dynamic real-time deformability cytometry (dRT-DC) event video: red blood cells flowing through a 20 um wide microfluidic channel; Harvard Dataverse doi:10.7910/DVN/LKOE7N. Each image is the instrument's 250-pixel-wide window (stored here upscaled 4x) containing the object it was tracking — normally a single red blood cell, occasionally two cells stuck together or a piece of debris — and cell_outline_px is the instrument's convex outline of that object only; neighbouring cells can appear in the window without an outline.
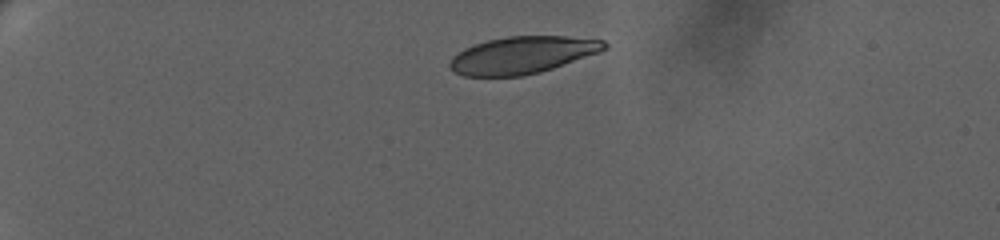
{"species": "human", "species_latin": "Homo sapiens", "temperature_condition": "warm", "stored_images_in_passage": 51, "camera_frame_rate_fps": 3000, "um_per_image_px": 0.085, "donor": {"sex": "female"}, "frame": {"image": 1, "passage_image": 1, "time_ms": 0.0, "image_size_px": [1000, 240], "cell_outline_px": [[608, 44], [600, 52], [540, 72], [520, 76], [464, 76], [456, 72], [448, 64], [452, 56], [464, 48], [472, 44], [488, 40], [508, 36], [564, 36], [604, 40]], "centroid_in_image_um": [44.37, 4.67], "position_along_channel_um": 40.6, "area_um2": 33.29}}
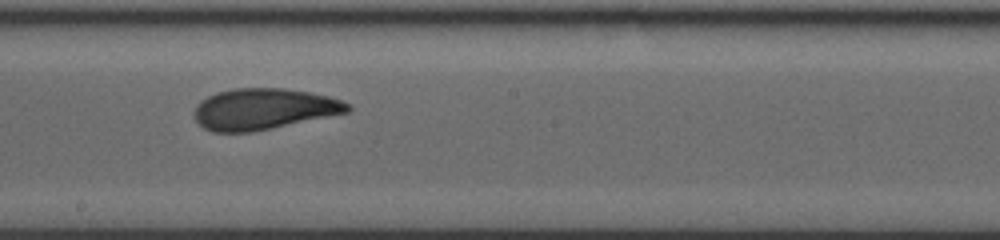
{"frame": {"image": 2, "passage_image": 26, "time_ms": 8.333, "image_size_px": [1000, 240], "cell_outline_px": [[352, 108], [348, 112], [272, 128], [252, 132], [212, 132], [204, 128], [196, 120], [196, 108], [200, 100], [216, 92], [236, 88], [284, 88], [308, 92], [328, 96], [340, 100], [348, 104]], "centroid_in_image_um": [22.4, 9.26], "position_along_channel_um": 225.8, "area_um2": 36.41}}
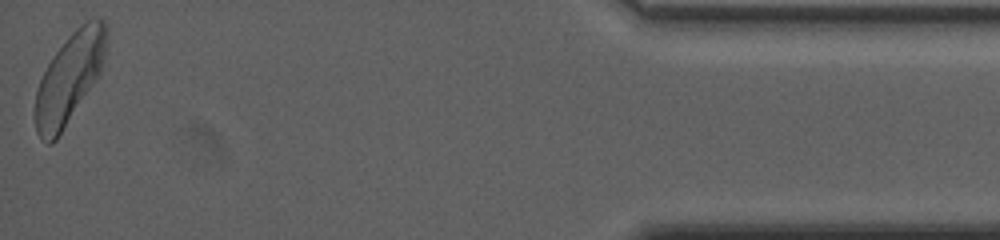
{"frame": {"image": 3, "passage_image": 51, "time_ms": 16.667, "image_size_px": [1000, 240], "cell_outline_px": [[108, 36], [104, 56], [100, 72], [56, 140], [52, 144], [48, 144], [40, 140], [36, 132], [36, 92], [40, 80], [48, 64], [56, 52], [72, 32], [80, 24], [92, 16], [100, 16], [104, 20], [108, 28]], "centroid_in_image_um": [5.92, 6.58], "position_along_channel_um": 429.3, "area_um2": 36.93}, "authors_computed_cell_mechanics": {"area_um2": 36.414, "velocity_mm_per_s": 3.2054, "shape_relaxation_time_tau1_ms": 3.9477, "shape_relaxation_time_tau2_ms": 1.4149, "deformation_change_tau1": 0.1397, "deformation_change_tau2": 0.0707}}